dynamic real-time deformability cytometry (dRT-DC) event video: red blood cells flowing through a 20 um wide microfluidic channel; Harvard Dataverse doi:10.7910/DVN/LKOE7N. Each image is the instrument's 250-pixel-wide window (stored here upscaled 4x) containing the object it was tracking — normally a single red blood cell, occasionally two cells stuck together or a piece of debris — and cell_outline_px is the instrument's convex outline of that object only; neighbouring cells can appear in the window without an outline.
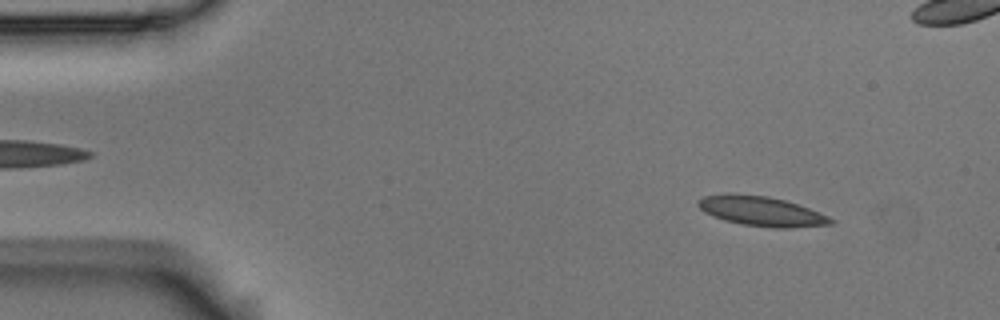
{"species": "Egyptian fruit bat (a non-hibernating species)", "species_latin": "Rousettus aegyptiacus", "temperature_condition": "room temperature", "stored_images_in_passage": 55, "camera_frame_rate_fps": 3000, "um_per_image_px": 0.085, "animal": {"sex": "male"}, "frame": {"image": 1, "passage_image": 5, "time_ms": 1.333, "image_size_px": [1000, 320], "cell_outline_px": [[836, 220], [832, 224], [788, 228], [776, 228], [740, 224], [724, 220], [712, 216], [704, 212], [696, 204], [696, 200], [704, 196], [724, 192], [732, 192], [768, 196], [784, 200], [808, 208], [828, 216]], "centroid_in_image_um": [64.64, 17.93], "position_along_channel_um": 20.4, "area_um2": 23.24}}
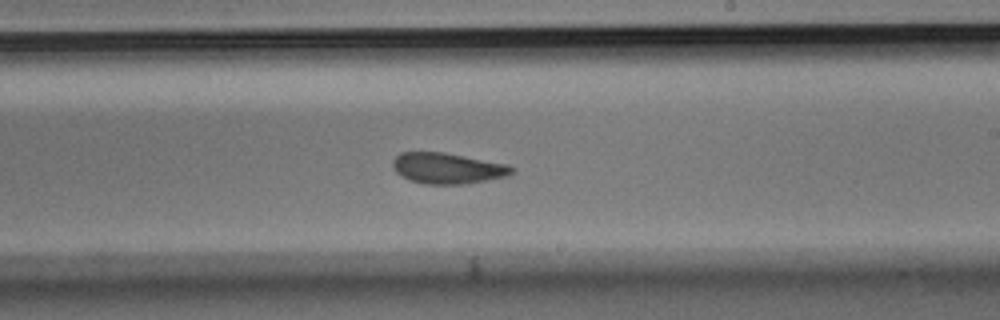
{"frame": {"image": 2, "passage_image": 31, "time_ms": 10.0, "image_size_px": [1000, 320], "cell_outline_px": [[516, 172], [508, 176], [464, 184], [424, 184], [408, 180], [400, 176], [392, 168], [392, 160], [400, 152], [444, 152], [508, 164], [516, 168]], "centroid_in_image_um": [38.04, 14.3], "position_along_channel_um": 251.0, "area_um2": 21.73}}
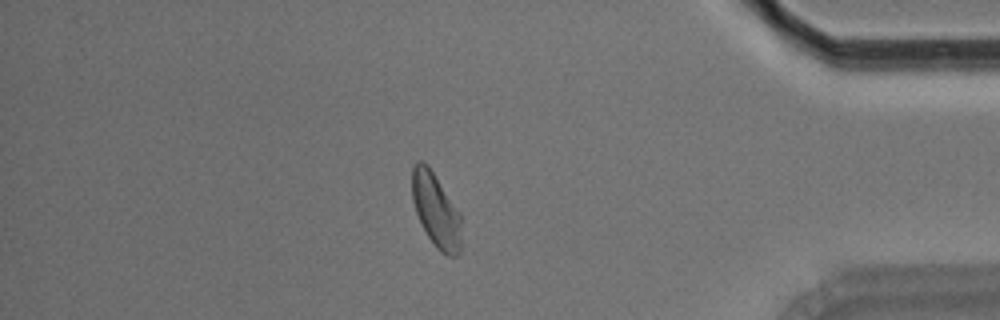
{"frame": {"image": 3, "passage_image": 46, "time_ms": 15.0, "image_size_px": [1000, 320], "cell_outline_px": [[460, 252], [456, 256], [448, 256], [440, 252], [436, 248], [428, 236], [416, 212], [412, 200], [412, 164], [416, 160], [420, 160], [428, 164], [460, 212]], "centroid_in_image_um": [37.04, 17.83], "position_along_channel_um": 398.2, "area_um2": 21.27}, "authors_computed_cell_mechanics": {"area_um2": 21.964, "velocity_mm_per_s": 3.6212, "shape_relaxation_time_tau1_ms": 7.3701, "shape_relaxation_time_tau2_ms": 1.728, "deformation_change_tau1": 0.1378, "deformation_change_tau2": 0.0565}}